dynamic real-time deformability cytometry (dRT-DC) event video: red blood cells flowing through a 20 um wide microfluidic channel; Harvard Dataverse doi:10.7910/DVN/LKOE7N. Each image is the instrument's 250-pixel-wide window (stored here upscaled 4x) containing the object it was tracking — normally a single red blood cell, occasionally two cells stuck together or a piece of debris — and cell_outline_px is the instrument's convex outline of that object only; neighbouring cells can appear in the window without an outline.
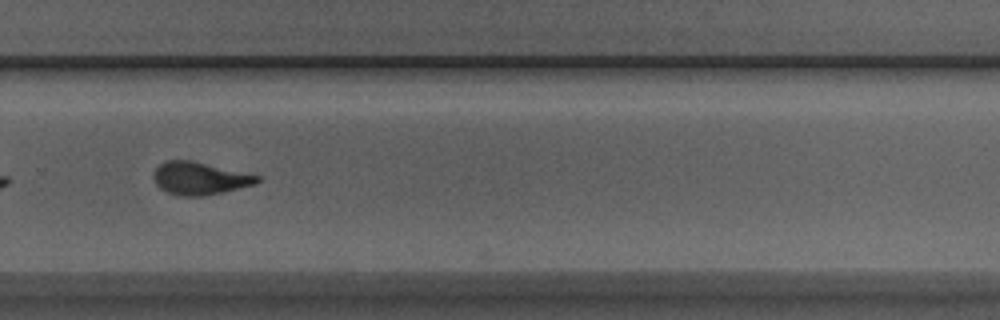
{"species": "Egyptian fruit bat (a non-hibernating species)", "species_latin": "Rousettus aegyptiacus", "temperature_condition": "room temperature", "stored_images_in_passage": 38, "camera_frame_rate_fps": 3000, "um_per_image_px": 0.085, "animal": {"sex": "male"}, "frame": {"image": 1, "passage_image": 22, "time_ms": 7.0, "image_size_px": [1000, 320], "cell_outline_px": [[260, 180], [256, 184], [204, 196], [184, 196], [164, 192], [156, 184], [152, 176], [152, 172], [160, 164], [168, 160], [192, 160], [260, 176]], "centroid_in_image_um": [16.93, 15.16], "position_along_channel_um": 312.9, "area_um2": 19.71}}